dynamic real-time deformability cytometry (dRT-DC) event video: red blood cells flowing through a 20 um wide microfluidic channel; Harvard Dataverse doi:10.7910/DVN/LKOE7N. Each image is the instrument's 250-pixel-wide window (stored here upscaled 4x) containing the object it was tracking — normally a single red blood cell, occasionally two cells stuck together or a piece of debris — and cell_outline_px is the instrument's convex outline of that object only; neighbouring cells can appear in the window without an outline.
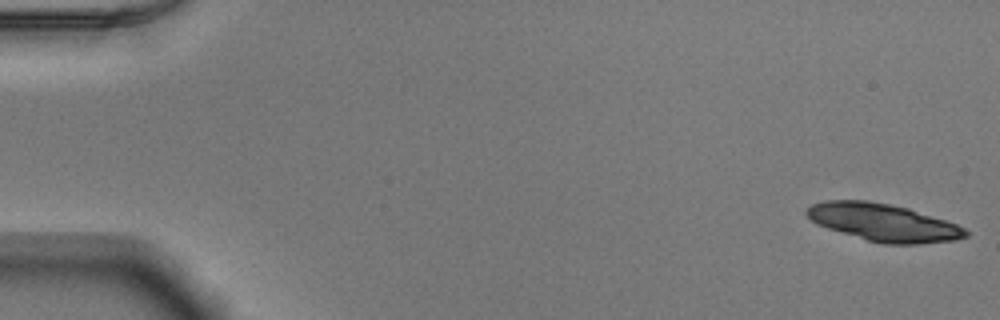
{"species": "Egyptian fruit bat (a non-hibernating species)", "species_latin": "Rousettus aegyptiacus", "temperature_condition": "warm", "stored_images_in_passage": 53, "camera_frame_rate_fps": 3000, "um_per_image_px": 0.085, "animal": {"sex": "male"}, "frame": {"image": 1, "passage_image": 1, "time_ms": 0.0, "image_size_px": [1000, 320], "cell_outline_px": [[968, 236], [956, 240], [920, 244], [880, 244], [828, 228], [816, 224], [804, 212], [812, 204], [824, 200], [864, 200], [888, 204], [908, 208], [956, 224], [964, 228], [968, 232]], "centroid_in_image_um": [75.08, 18.91], "position_along_channel_um": 9.9, "area_um2": 34.51}}
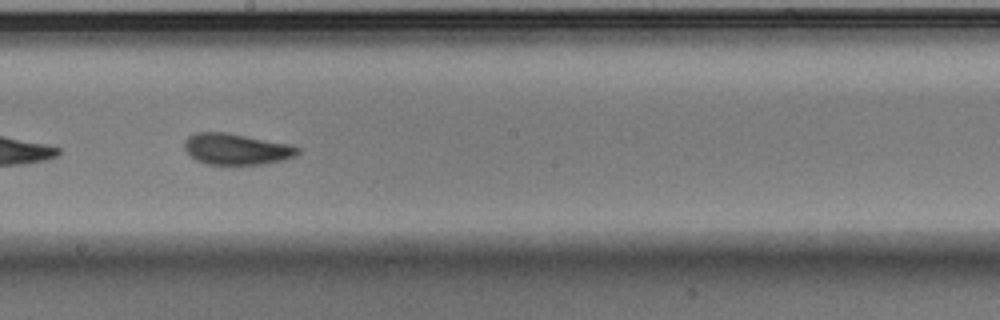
{"frame": {"image": 2, "passage_image": 30, "time_ms": 9.667, "image_size_px": [1000, 320], "cell_outline_px": [[300, 152], [296, 156], [284, 160], [264, 164], [204, 164], [196, 160], [184, 148], [184, 140], [188, 136], [196, 132], [228, 132], [292, 144], [300, 148]], "centroid_in_image_um": [20.13, 12.66], "position_along_channel_um": 228.1, "area_um2": 20.87}}
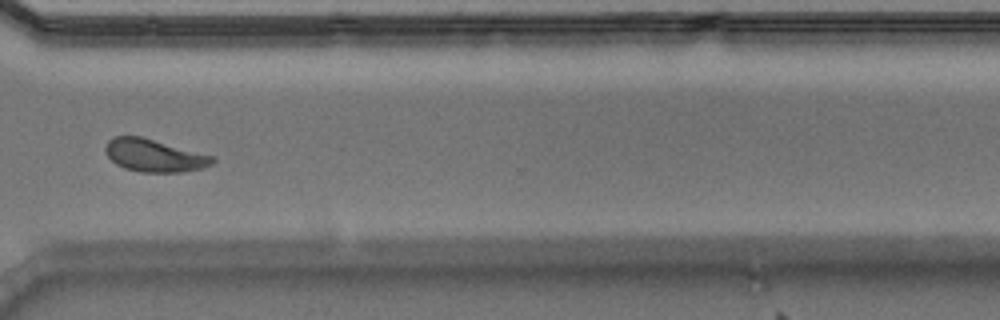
{"frame": {"image": 3, "passage_image": 40, "time_ms": 13.0, "image_size_px": [1000, 320], "cell_outline_px": [[216, 160], [212, 164], [204, 168], [180, 172], [140, 172], [124, 168], [116, 164], [104, 152], [104, 148], [108, 140], [112, 136], [140, 136], [216, 156]], "centroid_in_image_um": [13.13, 13.21], "position_along_channel_um": 357.5, "area_um2": 20.58}, "authors_computed_cell_mechanics": {"area_um2": 20.8658, "velocity_mm_per_s": 3.8787, "shape_relaxation_time_tau1_ms": 2.2838, "shape_relaxation_time_tau2_ms": 1.4174, "deformation_change_tau1": 0.1426, "deformation_change_tau2": 0.0783}}